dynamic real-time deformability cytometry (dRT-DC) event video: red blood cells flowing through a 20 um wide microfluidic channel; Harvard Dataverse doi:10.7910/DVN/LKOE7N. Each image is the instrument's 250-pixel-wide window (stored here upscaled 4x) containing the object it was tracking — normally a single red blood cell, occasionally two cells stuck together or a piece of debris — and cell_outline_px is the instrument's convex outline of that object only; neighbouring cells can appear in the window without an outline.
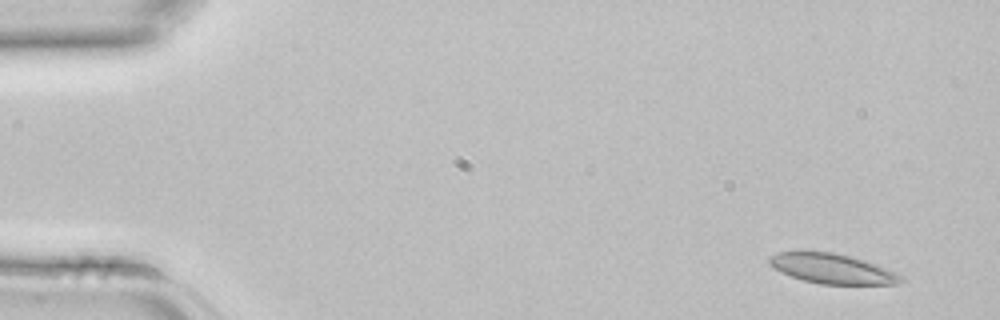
{"species": "common noctule bat (a hibernating species)", "species_latin": "Nyctalus noctula", "temperature_condition": "room temperature", "stored_images_in_passage": 3, "camera_frame_rate_fps": 3000, "um_per_image_px": 0.085, "animal": {"sex": "female", "body_mass_g": 22.7, "forearm_length_mm": 54.2}, "frame": {"image": 1, "passage_image": 1, "time_ms": 0.0, "image_size_px": [1000, 320], "cell_outline_px": [[904, 280], [896, 284], [820, 284], [804, 280], [780, 272], [768, 264], [768, 256], [780, 252], [832, 252], [864, 260], [876, 264], [896, 272], [904, 276]], "centroid_in_image_um": [70.74, 22.84], "position_along_channel_um": 14.3, "area_um2": 22.77}}